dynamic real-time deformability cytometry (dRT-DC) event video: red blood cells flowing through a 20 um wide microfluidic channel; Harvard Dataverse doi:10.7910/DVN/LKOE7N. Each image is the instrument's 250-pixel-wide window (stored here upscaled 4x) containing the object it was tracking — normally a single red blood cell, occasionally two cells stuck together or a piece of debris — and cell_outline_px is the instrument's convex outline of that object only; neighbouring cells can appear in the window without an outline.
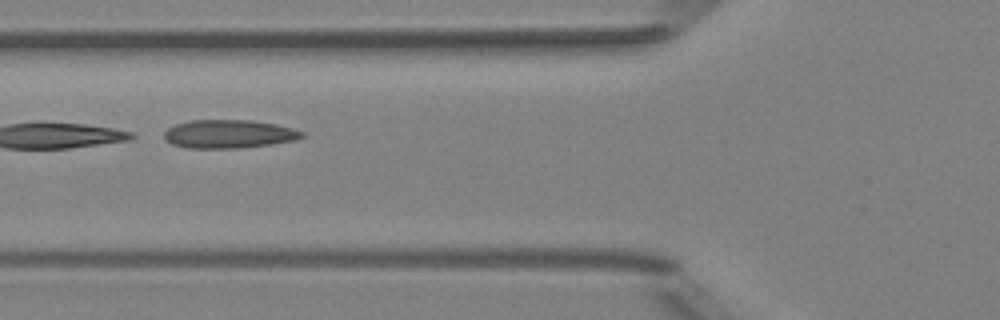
{"species": "Egyptian fruit bat (a non-hibernating species)", "species_latin": "Rousettus aegyptiacus", "temperature_condition": "room temperature", "stored_images_in_passage": 5, "camera_frame_rate_fps": 3000, "um_per_image_px": 0.085, "animal": {"sex": "female"}, "frame": {"image": 1, "passage_image": 4, "time_ms": 3.667, "image_size_px": [1000, 320], "cell_outline_px": [[304, 136], [296, 140], [272, 144], [240, 148], [188, 148], [172, 144], [164, 140], [164, 132], [168, 128], [176, 124], [192, 120], [252, 120], [276, 124], [292, 128], [304, 132]], "centroid_in_image_um": [19.45, 11.39], "position_along_channel_um": 106.3, "area_um2": 22.89}}
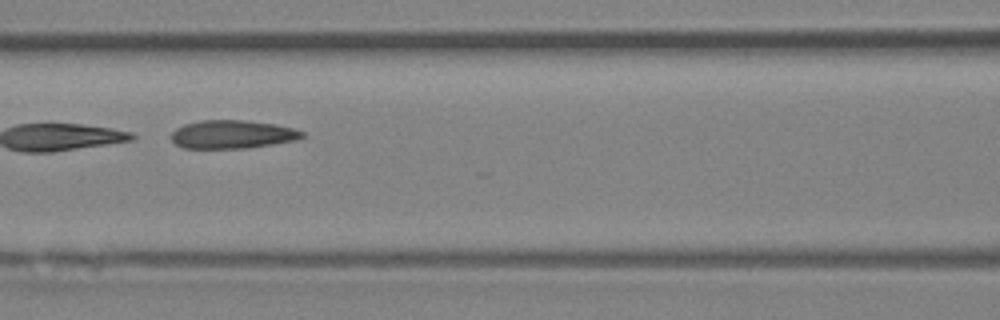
{"frame": {"image": 2, "passage_image": 5, "time_ms": 4.667, "image_size_px": [1000, 320], "cell_outline_px": [[304, 136], [296, 140], [248, 148], [184, 148], [176, 144], [172, 140], [172, 132], [176, 128], [184, 124], [200, 120], [244, 120], [276, 124], [292, 128], [304, 132]], "centroid_in_image_um": [19.74, 11.41], "position_along_channel_um": 146.9, "area_um2": 21.56}}